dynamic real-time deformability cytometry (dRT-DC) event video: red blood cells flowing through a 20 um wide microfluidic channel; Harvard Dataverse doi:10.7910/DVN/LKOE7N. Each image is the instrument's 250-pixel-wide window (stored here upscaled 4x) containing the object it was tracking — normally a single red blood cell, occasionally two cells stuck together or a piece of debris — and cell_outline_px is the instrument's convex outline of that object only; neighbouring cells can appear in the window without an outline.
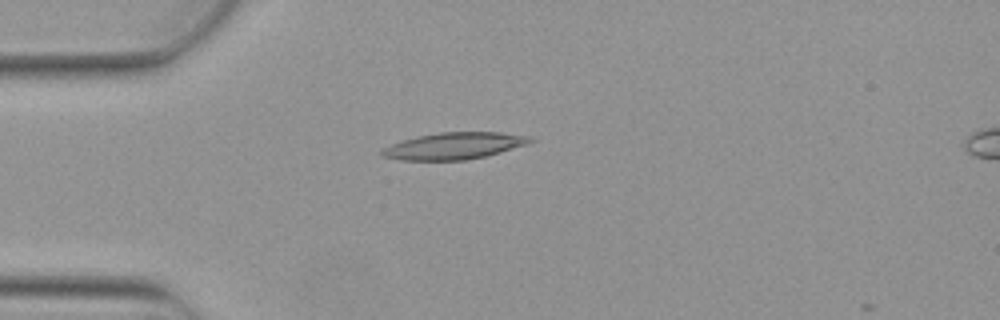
{"species": "Egyptian fruit bat (a non-hibernating species)", "species_latin": "Rousettus aegyptiacus", "temperature_condition": "warm", "stored_images_in_passage": 2, "camera_frame_rate_fps": 3000, "um_per_image_px": 0.085, "animal": {"sex": "female"}, "frame": {"image": 1, "passage_image": 1, "time_ms": 0.0, "image_size_px": [1000, 320], "cell_outline_px": [[536, 140], [528, 144], [500, 152], [484, 156], [464, 160], [400, 160], [380, 156], [380, 152], [384, 148], [392, 144], [416, 136], [440, 132], [500, 132], [528, 136]], "centroid_in_image_um": [38.6, 12.4], "position_along_channel_um": 46.4, "area_um2": 23.0}}